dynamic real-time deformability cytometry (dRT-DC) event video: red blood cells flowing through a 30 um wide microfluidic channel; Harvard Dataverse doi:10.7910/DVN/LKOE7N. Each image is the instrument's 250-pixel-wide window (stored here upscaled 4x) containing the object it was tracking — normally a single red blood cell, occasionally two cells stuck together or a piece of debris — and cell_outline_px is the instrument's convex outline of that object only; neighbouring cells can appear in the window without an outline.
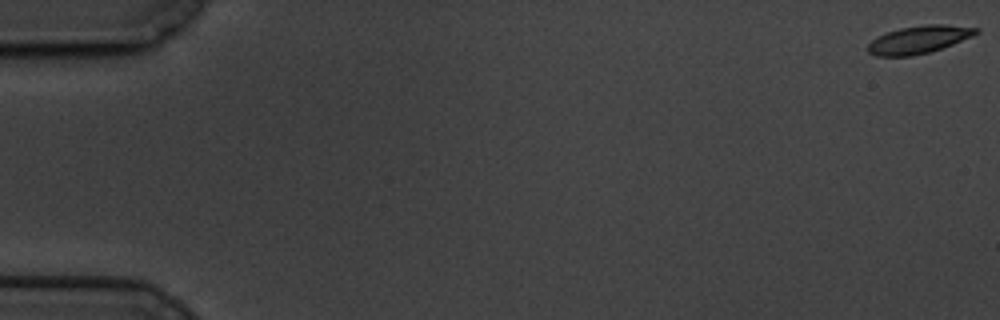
{"species": "common noctule bat (a hibernating species)", "species_latin": "Nyctalus noctula", "temperature_condition": "cold", "stored_images_in_passage": 62, "camera_frame_rate_fps": 3000, "um_per_image_px": 0.085, "animal": {"sex": "male", "body_mass_g": 19.5, "forearm_length_mm": 54.6}, "frame": {"image": 1, "passage_image": 1, "time_ms": 0.0, "image_size_px": [1000, 320], "cell_outline_px": [[980, 32], [972, 36], [952, 44], [928, 52], [912, 56], [876, 56], [868, 52], [868, 44], [872, 40], [888, 32], [900, 28], [924, 24], [944, 24], [980, 28]], "centroid_in_image_um": [78.12, 3.36], "position_along_channel_um": 6.9, "area_um2": 17.28}}
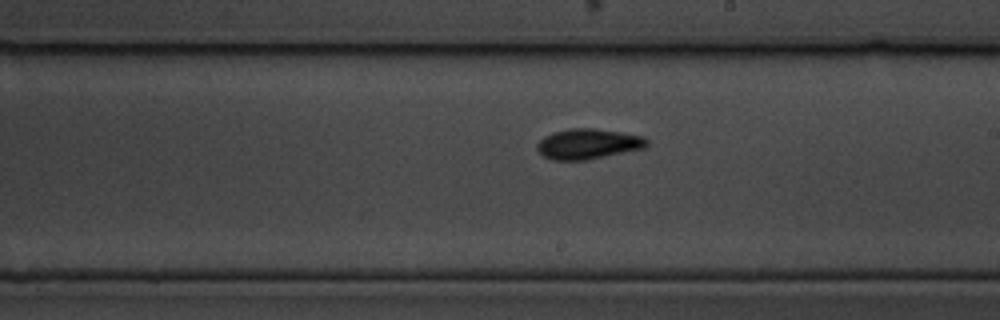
{"frame": {"image": 2, "passage_image": 36, "time_ms": 11.667, "image_size_px": [1000, 320], "cell_outline_px": [[648, 144], [644, 148], [588, 160], [552, 160], [544, 156], [536, 148], [536, 144], [544, 136], [552, 132], [568, 128], [592, 128], [620, 132], [644, 136], [648, 140]], "centroid_in_image_um": [49.97, 12.23], "position_along_channel_um": 239.0, "area_um2": 19.48}}
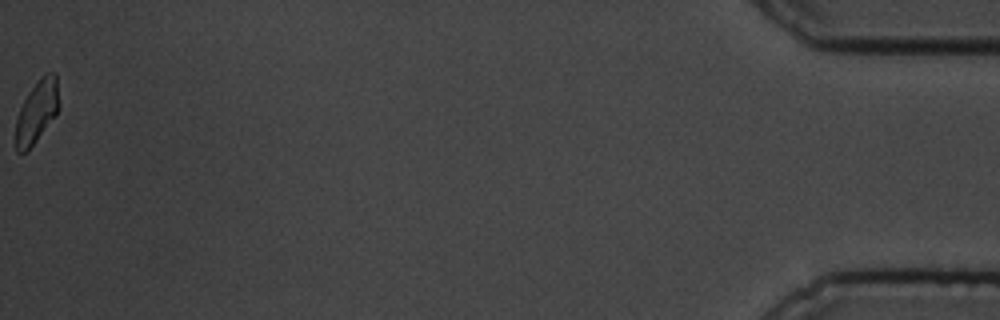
{"frame": {"image": 3, "passage_image": 62, "time_ms": 20.333, "image_size_px": [1000, 320], "cell_outline_px": [[56, 116], [36, 140], [24, 152], [16, 152], [16, 120], [20, 108], [28, 92], [40, 76], [44, 72], [56, 72]], "centroid_in_image_um": [3.1, 9.46], "position_along_channel_um": 432.1, "area_um2": 15.2}, "authors_computed_cell_mechanics": {"area_um2": 17.8891, "velocity_mm_per_s": 3.3201, "shape_relaxation_time_tau1_ms": 3.2163, "shape_relaxation_time_tau2_ms": 3.6232, "deformation_change_tau1": 0.1178, "deformation_change_tau2": 0.082}}